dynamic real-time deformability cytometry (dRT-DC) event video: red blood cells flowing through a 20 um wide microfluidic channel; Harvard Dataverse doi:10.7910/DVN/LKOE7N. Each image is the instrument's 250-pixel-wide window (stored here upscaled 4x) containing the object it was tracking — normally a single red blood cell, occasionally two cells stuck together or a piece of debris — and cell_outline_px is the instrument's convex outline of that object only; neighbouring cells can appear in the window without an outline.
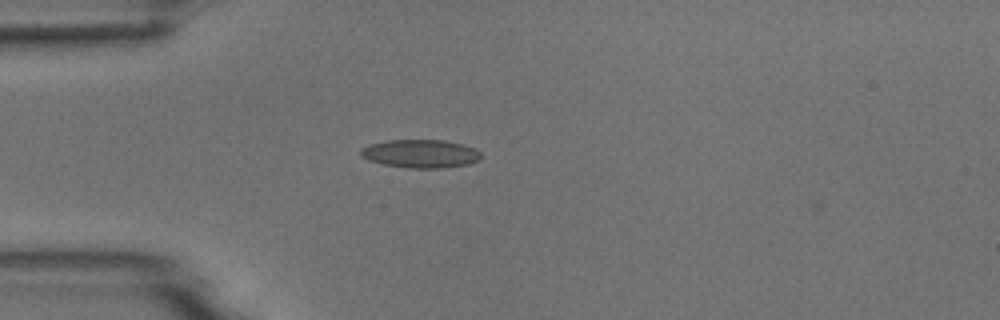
{"species": "common noctule bat (a hibernating species)", "species_latin": "Nyctalus noctula", "temperature_condition": "room temperature", "stored_images_in_passage": 40, "camera_frame_rate_fps": 3000, "um_per_image_px": 0.085, "animal": {"sex": "male", "body_mass_g": 18.8}, "frame": {"image": 1, "passage_image": 1, "time_ms": 0.0, "image_size_px": [1000, 320], "cell_outline_px": [[480, 160], [468, 164], [444, 168], [408, 168], [384, 164], [368, 160], [360, 156], [360, 148], [368, 144], [388, 140], [444, 140], [464, 144], [476, 148], [480, 152]], "centroid_in_image_um": [35.74, 13.06], "position_along_channel_um": 49.3, "area_um2": 20.06}}
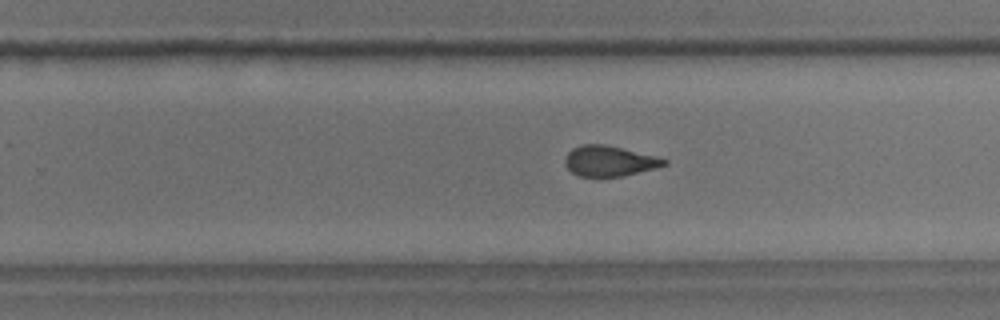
{"frame": {"image": 2, "passage_image": 20, "time_ms": 6.333, "image_size_px": [1000, 320], "cell_outline_px": [[668, 164], [624, 176], [580, 176], [572, 172], [564, 164], [564, 160], [568, 152], [572, 148], [584, 144], [604, 144], [656, 156], [668, 160]], "centroid_in_image_um": [51.78, 13.68], "position_along_channel_um": 278.0, "area_um2": 17.4}}
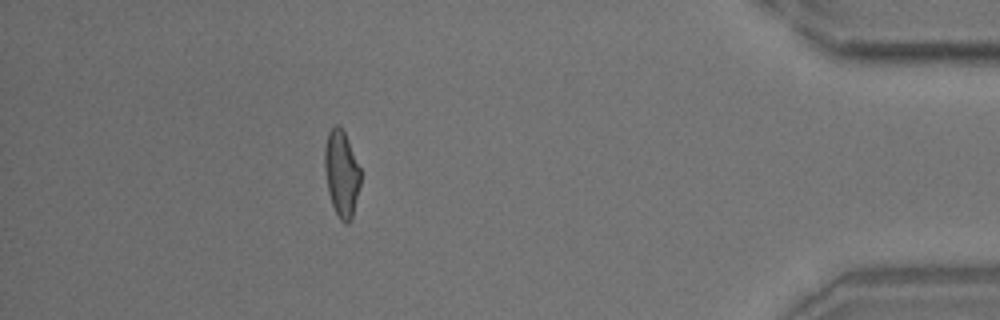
{"frame": {"image": 3, "passage_image": 34, "time_ms": 11.0, "image_size_px": [1000, 320], "cell_outline_px": [[360, 184], [352, 220], [348, 224], [344, 224], [340, 220], [332, 204], [328, 192], [324, 168], [324, 148], [328, 132], [332, 124], [340, 124], [348, 140], [360, 168]], "centroid_in_image_um": [29.02, 14.74], "position_along_channel_um": 406.2, "area_um2": 18.26}, "authors_computed_cell_mechanics": {"area_um2": 18.2648, "velocity_mm_per_s": 3.7912, "shape_relaxation_time_tau1_ms": 8.8441, "shape_relaxation_time_tau2_ms": 1.7658, "deformation_change_tau1": 0.1993, "deformation_change_tau2": 0.0938}}